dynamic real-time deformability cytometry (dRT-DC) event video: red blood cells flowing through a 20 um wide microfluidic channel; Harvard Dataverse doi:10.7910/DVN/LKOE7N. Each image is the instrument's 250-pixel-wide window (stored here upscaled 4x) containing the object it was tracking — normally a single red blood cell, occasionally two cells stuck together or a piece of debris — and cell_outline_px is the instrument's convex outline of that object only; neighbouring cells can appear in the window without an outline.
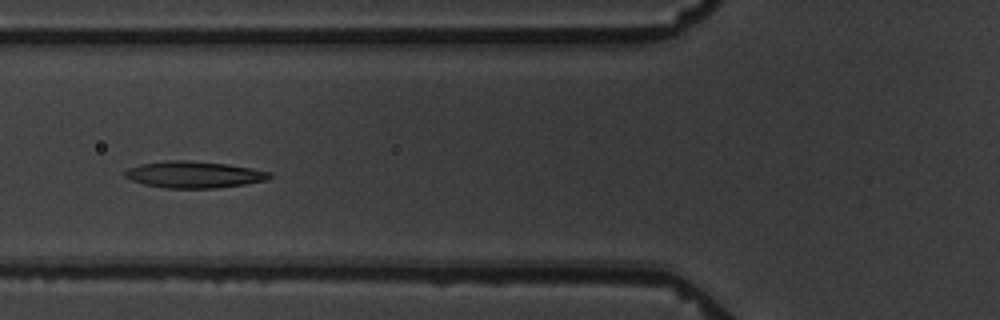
{"species": "common noctule bat (a hibernating species)", "species_latin": "Nyctalus noctula", "temperature_condition": "warm", "stored_images_in_passage": 9, "camera_frame_rate_fps": 3000, "um_per_image_px": 0.085, "animal": {"sex": "male", "body_mass_g": 19.5, "forearm_length_mm": 54.6}, "frame": {"image": 1, "passage_image": 6, "time_ms": 7.0, "image_size_px": [1000, 320], "cell_outline_px": [[272, 176], [264, 180], [244, 184], [216, 188], [164, 188], [144, 184], [132, 180], [124, 176], [124, 172], [128, 168], [140, 164], [164, 160], [188, 160], [228, 164], [252, 168], [272, 172]], "centroid_in_image_um": [16.47, 14.83], "position_along_channel_um": 109.3, "area_um2": 22.48}}
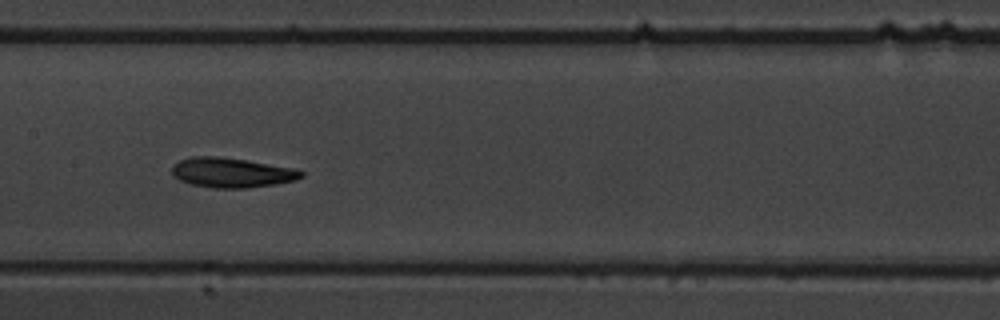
{"frame": {"image": 2, "passage_image": 8, "time_ms": 9.333, "image_size_px": [1000, 320], "cell_outline_px": [[304, 176], [296, 180], [276, 184], [248, 188], [212, 188], [192, 184], [180, 180], [172, 176], [172, 164], [180, 160], [192, 156], [216, 156], [244, 160], [292, 168], [304, 172]], "centroid_in_image_um": [19.66, 14.68], "position_along_channel_um": 187.7, "area_um2": 22.37}}
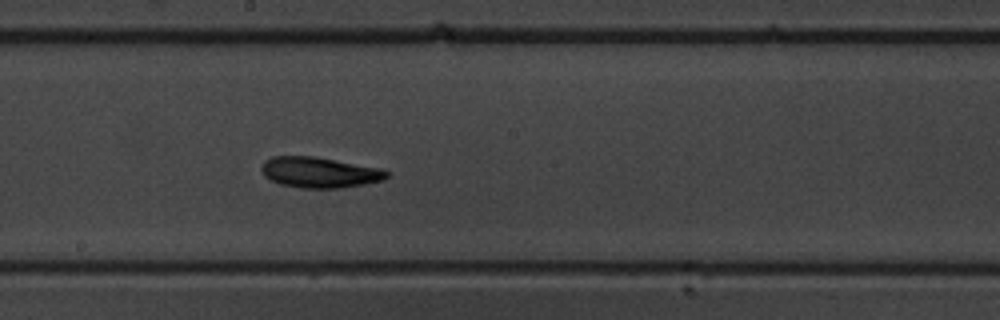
{"frame": {"image": 3, "passage_image": 9, "time_ms": 10.333, "image_size_px": [1000, 320], "cell_outline_px": [[388, 176], [384, 180], [364, 184], [340, 188], [300, 188], [280, 184], [264, 176], [260, 168], [264, 160], [272, 156], [316, 156], [384, 168], [388, 172]], "centroid_in_image_um": [27.17, 14.64], "position_along_channel_um": 221.0, "area_um2": 22.72}}